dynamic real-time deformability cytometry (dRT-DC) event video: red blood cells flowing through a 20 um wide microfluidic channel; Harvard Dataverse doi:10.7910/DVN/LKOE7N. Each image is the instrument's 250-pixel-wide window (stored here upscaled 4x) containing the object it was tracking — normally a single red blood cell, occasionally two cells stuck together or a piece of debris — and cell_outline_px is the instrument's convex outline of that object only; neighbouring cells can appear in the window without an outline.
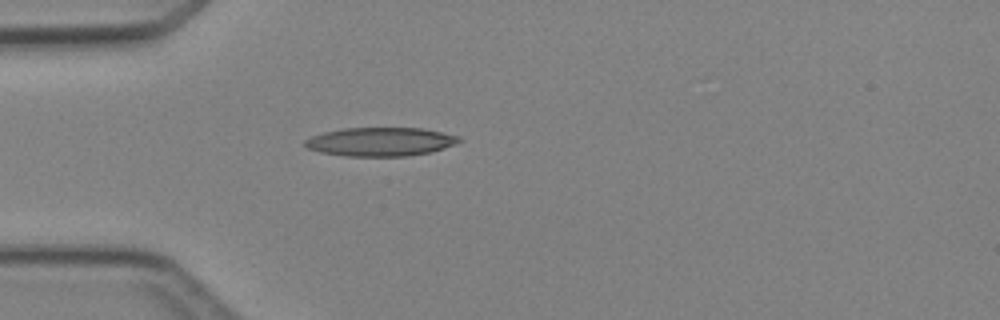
{"species": "Egyptian fruit bat (a non-hibernating species)", "species_latin": "Rousettus aegyptiacus", "temperature_condition": "cold", "stored_images_in_passage": 4, "camera_frame_rate_fps": 3000, "um_per_image_px": 0.085, "animal": {"sex": "female"}, "frame": {"image": 1, "passage_image": 4, "time_ms": 4.667, "image_size_px": [1000, 320], "cell_outline_px": [[464, 140], [456, 144], [432, 152], [408, 156], [344, 156], [320, 152], [304, 148], [304, 140], [312, 136], [324, 132], [344, 128], [424, 128], [460, 136]], "centroid_in_image_um": [32.36, 12.05], "position_along_channel_um": 52.6, "area_um2": 26.07}}